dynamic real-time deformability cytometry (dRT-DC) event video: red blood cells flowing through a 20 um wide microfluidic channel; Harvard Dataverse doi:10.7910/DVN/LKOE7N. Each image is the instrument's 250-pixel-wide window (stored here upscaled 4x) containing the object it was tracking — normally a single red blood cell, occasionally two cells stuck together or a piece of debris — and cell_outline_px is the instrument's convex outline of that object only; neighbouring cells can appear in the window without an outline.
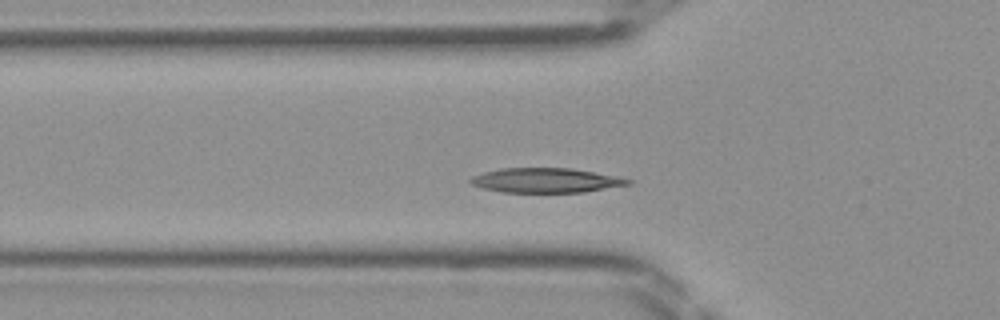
{"species": "Egyptian fruit bat (a non-hibernating species)", "species_latin": "Rousettus aegyptiacus", "temperature_condition": "room temperature", "stored_images_in_passage": 41, "camera_frame_rate_fps": 3000, "um_per_image_px": 0.085, "frame": {"image": 1, "passage_image": 9, "time_ms": 2.667, "image_size_px": [1000, 320], "cell_outline_px": [[632, 184], [584, 192], [504, 192], [484, 188], [472, 184], [468, 180], [472, 176], [484, 172], [500, 168], [572, 168], [616, 176], [632, 180]], "centroid_in_image_um": [46.41, 15.32], "position_along_channel_um": 79.4, "area_um2": 22.48}}
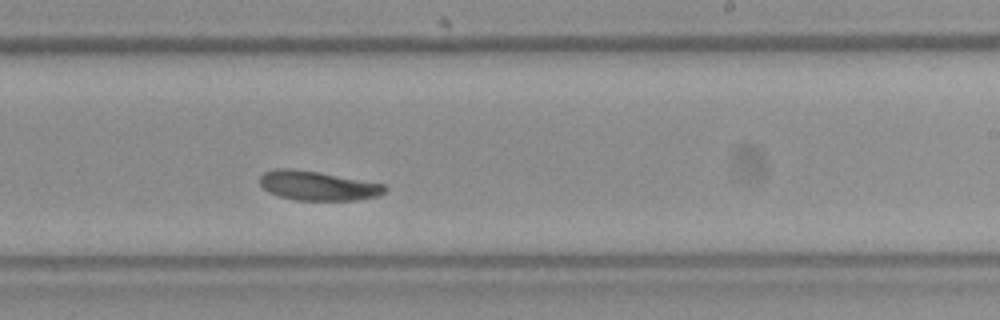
{"frame": {"image": 2, "passage_image": 22, "time_ms": 7.0, "image_size_px": [1000, 320], "cell_outline_px": [[388, 188], [380, 196], [356, 200], [296, 200], [280, 196], [268, 192], [260, 184], [260, 176], [264, 172], [276, 168], [292, 168], [320, 172], [384, 184]], "centroid_in_image_um": [27.01, 15.78], "position_along_channel_um": 262.0, "area_um2": 21.44}}
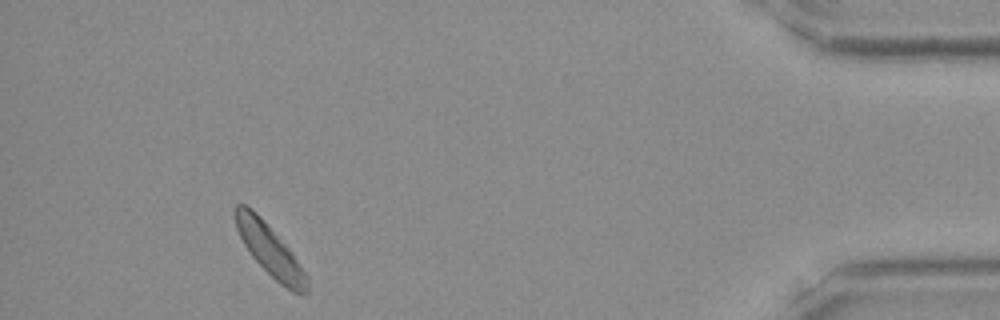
{"frame": {"image": 3, "passage_image": 37, "time_ms": 12.0, "image_size_px": [1000, 320], "cell_outline_px": [[308, 292], [292, 292], [280, 284], [252, 256], [244, 244], [236, 228], [232, 212], [236, 204], [244, 204], [252, 208], [264, 220], [292, 252], [308, 276]], "centroid_in_image_um": [22.91, 21.21], "position_along_channel_um": 412.3, "area_um2": 21.27}}